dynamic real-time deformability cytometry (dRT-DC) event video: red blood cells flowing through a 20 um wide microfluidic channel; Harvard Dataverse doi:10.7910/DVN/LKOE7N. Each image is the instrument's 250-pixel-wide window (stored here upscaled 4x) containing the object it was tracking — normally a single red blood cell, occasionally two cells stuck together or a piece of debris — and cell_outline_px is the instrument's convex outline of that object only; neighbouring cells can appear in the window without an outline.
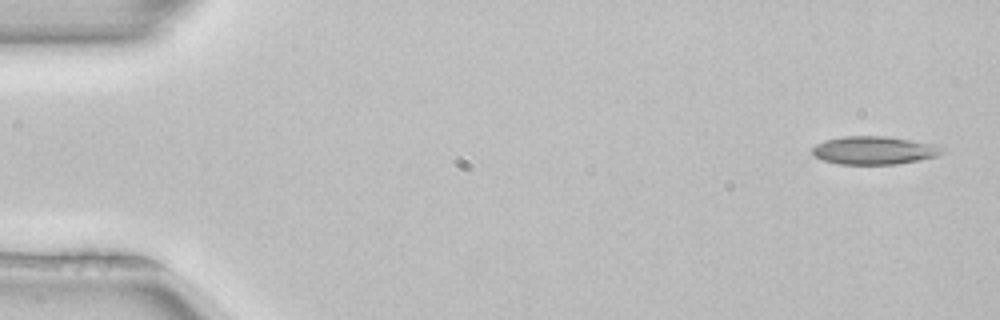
{"species": "common noctule bat (a hibernating species)", "species_latin": "Nyctalus noctula", "temperature_condition": "room temperature", "stored_images_in_passage": 4, "camera_frame_rate_fps": 3000, "um_per_image_px": 0.085, "animal": {"sex": "female", "body_mass_g": 22.7, "forearm_length_mm": 54.2}, "frame": {"image": 1, "passage_image": 1, "time_ms": 0.0, "image_size_px": [1000, 320], "cell_outline_px": [[944, 152], [936, 156], [920, 160], [896, 164], [840, 164], [824, 160], [816, 156], [812, 152], [812, 148], [816, 144], [824, 140], [844, 136], [888, 136], [936, 144], [944, 148]], "centroid_in_image_um": [74.33, 12.77], "position_along_channel_um": 10.7, "area_um2": 21.33}}
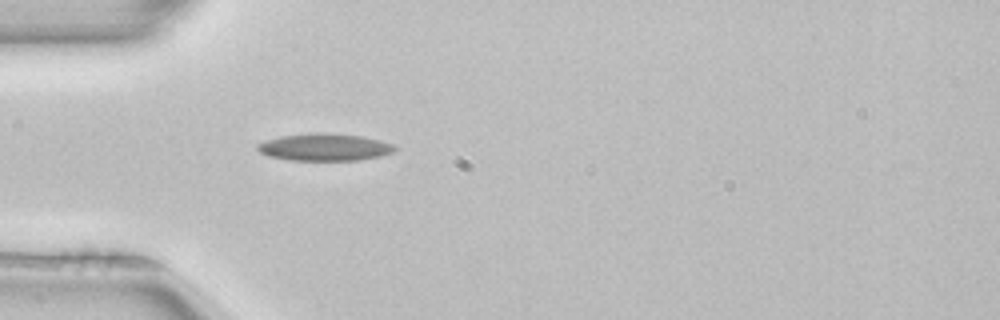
{"frame": {"image": 2, "passage_image": 4, "time_ms": 1.0, "image_size_px": [1000, 320], "cell_outline_px": [[396, 148], [392, 152], [380, 156], [360, 160], [288, 160], [268, 156], [260, 152], [256, 148], [256, 144], [280, 136], [316, 132], [324, 132], [364, 136], [380, 140], [392, 144]], "centroid_in_image_um": [27.58, 12.5], "position_along_channel_um": 57.4, "area_um2": 21.85}}